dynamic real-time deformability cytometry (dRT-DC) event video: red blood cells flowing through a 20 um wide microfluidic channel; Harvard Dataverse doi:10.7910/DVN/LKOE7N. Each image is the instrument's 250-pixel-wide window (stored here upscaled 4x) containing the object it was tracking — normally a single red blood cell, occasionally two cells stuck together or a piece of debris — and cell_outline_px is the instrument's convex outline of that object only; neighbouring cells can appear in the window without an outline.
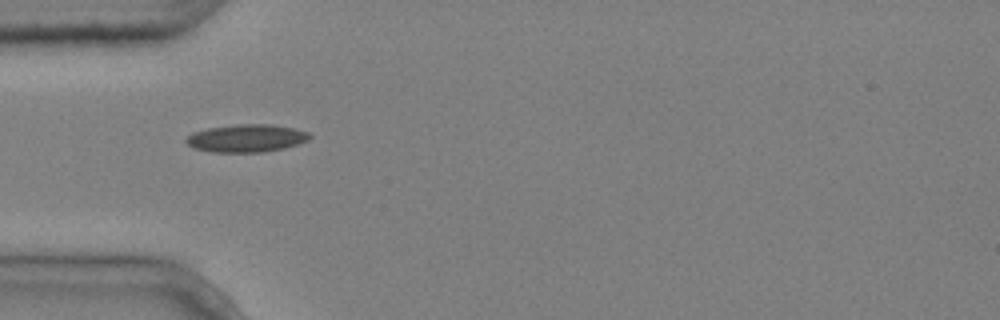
{"species": "common noctule bat (a hibernating species)", "species_latin": "Nyctalus noctula", "temperature_condition": "cold", "stored_images_in_passage": 2, "camera_frame_rate_fps": 3000, "um_per_image_px": 0.085, "animal": {"sex": "male", "body_mass_g": 20.4}, "frame": {"image": 1, "passage_image": 1, "time_ms": 0.0, "image_size_px": [1000, 320], "cell_outline_px": [[312, 136], [308, 140], [284, 148], [264, 152], [212, 152], [196, 148], [188, 144], [184, 140], [192, 132], [208, 128], [236, 124], [272, 124], [292, 128], [308, 132]], "centroid_in_image_um": [20.94, 11.74], "position_along_channel_um": 64.1, "area_um2": 19.88}}